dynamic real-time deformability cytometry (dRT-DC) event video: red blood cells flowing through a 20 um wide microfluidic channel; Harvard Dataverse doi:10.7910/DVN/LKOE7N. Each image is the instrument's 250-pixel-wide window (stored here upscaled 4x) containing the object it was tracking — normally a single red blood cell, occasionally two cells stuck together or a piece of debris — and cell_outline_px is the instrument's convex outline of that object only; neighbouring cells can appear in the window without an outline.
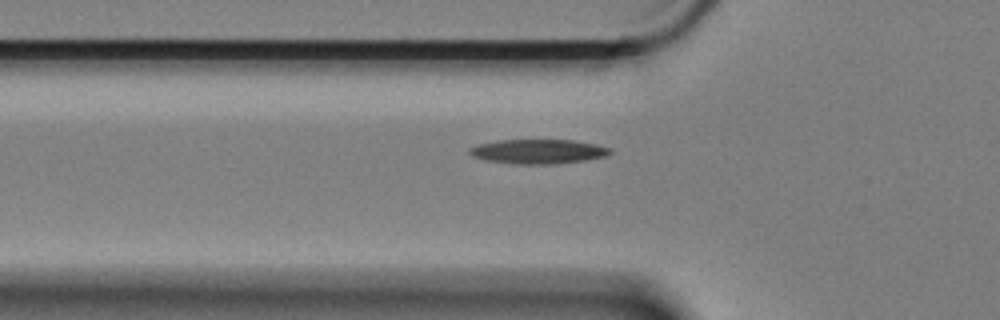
{"species": "Egyptian fruit bat (a non-hibernating species)", "species_latin": "Rousettus aegyptiacus", "temperature_condition": "cold", "stored_images_in_passage": 39, "camera_frame_rate_fps": 3000, "um_per_image_px": 0.085, "animal": {"sex": "female"}, "frame": {"image": 1, "passage_image": 2, "time_ms": 0.333, "image_size_px": [1000, 320], "cell_outline_px": [[612, 152], [604, 156], [584, 160], [556, 164], [516, 164], [484, 160], [472, 156], [468, 152], [468, 148], [480, 144], [500, 140], [572, 140], [596, 144], [612, 148]], "centroid_in_image_um": [45.73, 12.88], "position_along_channel_um": 80.1, "area_um2": 20.0}}
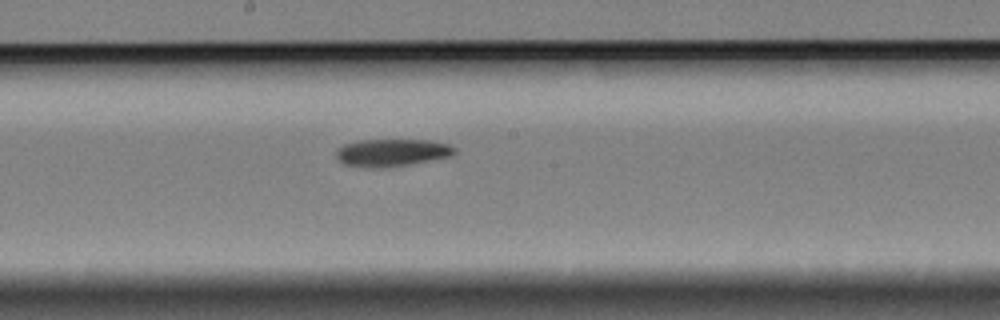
{"frame": {"image": 2, "passage_image": 14, "time_ms": 4.333, "image_size_px": [1000, 320], "cell_outline_px": [[456, 152], [452, 156], [408, 164], [384, 168], [364, 168], [344, 164], [336, 156], [336, 148], [344, 144], [360, 140], [432, 140], [448, 144], [456, 148]], "centroid_in_image_um": [33.3, 12.97], "position_along_channel_um": 214.9, "area_um2": 19.07}}
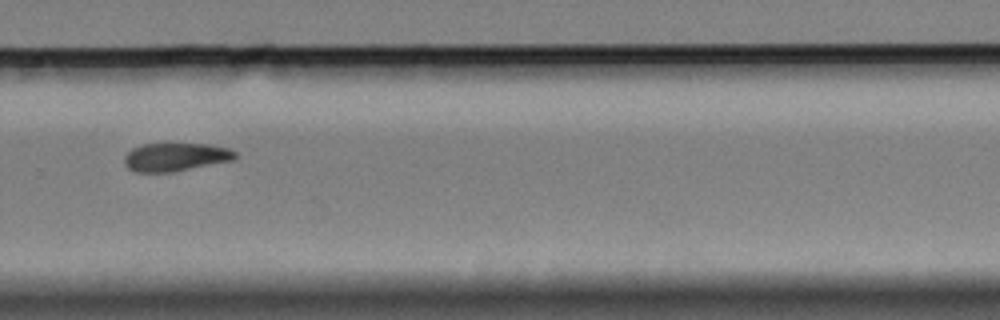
{"frame": {"image": 3, "passage_image": 23, "time_ms": 7.333, "image_size_px": [1000, 320], "cell_outline_px": [[236, 156], [232, 160], [172, 172], [132, 172], [124, 164], [124, 156], [132, 148], [144, 144], [208, 144], [228, 148], [236, 152]], "centroid_in_image_um": [14.87, 13.35], "position_along_channel_um": 314.9, "area_um2": 18.15}, "authors_computed_cell_mechanics": {"area_um2": 19.1896, "velocity_mm_per_s": 3.3404, "shape_relaxation_time_tau1_ms": 6.5474, "shape_relaxation_time_tau2_ms": null, "deformation_change_tau1": 0.1635, "deformation_change_tau2": null}}